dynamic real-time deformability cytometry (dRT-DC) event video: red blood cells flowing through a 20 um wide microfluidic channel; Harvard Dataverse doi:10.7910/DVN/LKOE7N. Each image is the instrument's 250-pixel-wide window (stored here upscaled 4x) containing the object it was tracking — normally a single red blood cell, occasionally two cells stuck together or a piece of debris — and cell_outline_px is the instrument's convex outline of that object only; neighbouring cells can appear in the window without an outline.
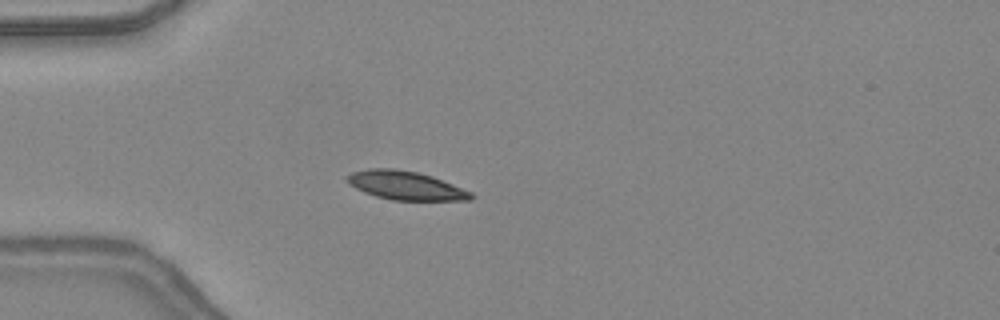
{"species": "common noctule bat (a hibernating species)", "species_latin": "Nyctalus noctula", "temperature_condition": "warm", "stored_images_in_passage": 36, "camera_frame_rate_fps": 3000, "um_per_image_px": 0.085, "animal": {"sex": "female", "body_mass_g": 24.6, "forearm_length_mm": 56.2}, "frame": {"image": 1, "passage_image": 2, "time_ms": 0.333, "image_size_px": [1000, 320], "cell_outline_px": [[476, 196], [472, 200], [392, 200], [376, 196], [364, 192], [348, 184], [344, 180], [344, 176], [352, 172], [368, 168], [396, 168], [416, 172], [432, 176], [472, 192]], "centroid_in_image_um": [34.44, 15.76], "position_along_channel_um": 50.6, "area_um2": 20.87}}
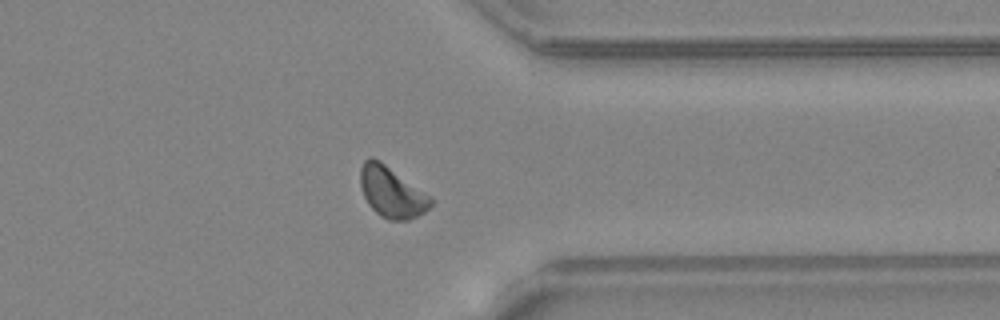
{"frame": {"image": 2, "passage_image": 26, "time_ms": 8.333, "image_size_px": [1000, 320], "cell_outline_px": [[432, 204], [424, 212], [408, 220], [388, 220], [380, 216], [368, 204], [364, 196], [360, 184], [360, 168], [364, 160], [372, 156], [380, 160], [432, 196]], "centroid_in_image_um": [33.29, 16.31], "position_along_channel_um": 378.1, "area_um2": 20.98}}
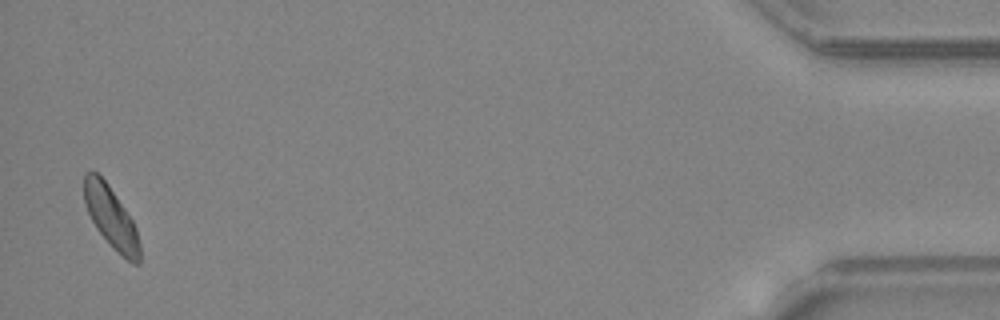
{"frame": {"image": 3, "passage_image": 35, "time_ms": 11.333, "image_size_px": [1000, 320], "cell_outline_px": [[140, 264], [132, 264], [96, 228], [84, 204], [84, 172], [96, 172], [108, 184], [132, 220], [136, 228], [140, 244]], "centroid_in_image_um": [9.44, 18.44], "position_along_channel_um": 425.8, "area_um2": 19.31}, "authors_computed_cell_mechanics": {"area_um2": 20.2589, "velocity_mm_per_s": 4.3332, "shape_relaxation_time_tau1_ms": 2.9518, "shape_relaxation_time_tau2_ms": null, "deformation_change_tau1": 0.1038, "deformation_change_tau2": null}}